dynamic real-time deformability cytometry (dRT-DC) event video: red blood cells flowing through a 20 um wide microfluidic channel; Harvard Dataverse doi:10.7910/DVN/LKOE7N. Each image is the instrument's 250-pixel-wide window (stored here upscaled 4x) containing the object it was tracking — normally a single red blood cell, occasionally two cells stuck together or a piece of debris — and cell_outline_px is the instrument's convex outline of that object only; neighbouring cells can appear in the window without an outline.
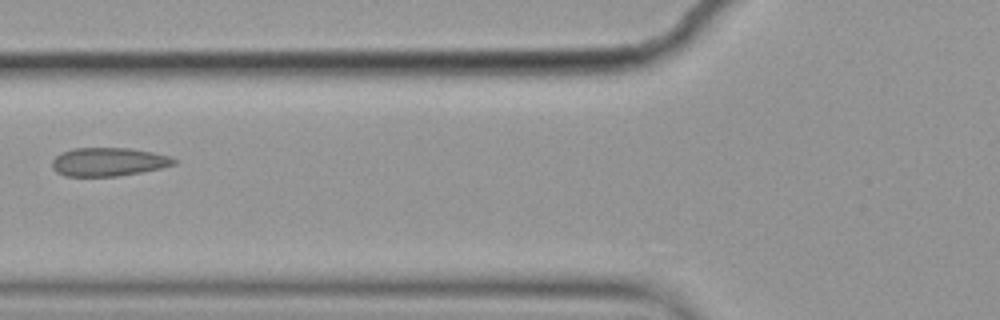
{"species": "common noctule bat (a hibernating species)", "species_latin": "Nyctalus noctula", "temperature_condition": "cold", "stored_images_in_passage": 8, "camera_frame_rate_fps": 3000, "um_per_image_px": 0.085, "animal": {"sex": "female", "body_mass_g": 19.9}, "frame": {"image": 1, "passage_image": 6, "time_ms": 1.667, "image_size_px": [1000, 320], "cell_outline_px": [[176, 164], [160, 168], [140, 172], [116, 176], [64, 176], [56, 172], [52, 168], [52, 160], [60, 152], [72, 148], [132, 148], [172, 156], [176, 160]], "centroid_in_image_um": [9.2, 13.75], "position_along_channel_um": 116.6, "area_um2": 20.35}}
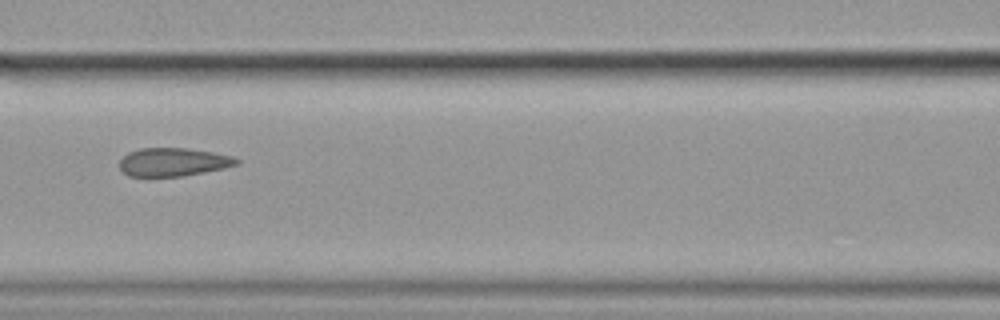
{"frame": {"image": 2, "passage_image": 7, "time_ms": 2.0, "image_size_px": [1000, 320], "cell_outline_px": [[240, 164], [224, 168], [184, 176], [128, 176], [120, 168], [120, 160], [128, 152], [140, 148], [188, 148], [212, 152], [232, 156], [240, 160]], "centroid_in_image_um": [14.74, 13.77], "position_along_channel_um": 151.9, "area_um2": 19.31}}
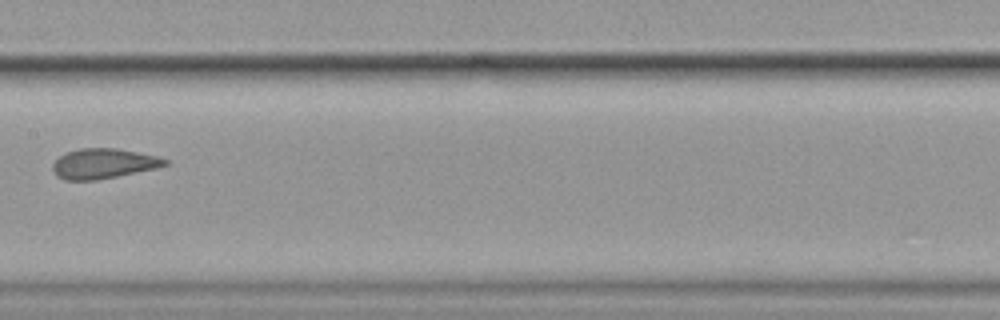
{"frame": {"image": 3, "passage_image": 8, "time_ms": 2.333, "image_size_px": [1000, 320], "cell_outline_px": [[168, 164], [156, 168], [96, 180], [64, 180], [56, 176], [52, 168], [52, 164], [64, 152], [80, 148], [116, 148], [156, 156], [168, 160]], "centroid_in_image_um": [8.74, 13.9], "position_along_channel_um": 198.7, "area_um2": 19.54}}